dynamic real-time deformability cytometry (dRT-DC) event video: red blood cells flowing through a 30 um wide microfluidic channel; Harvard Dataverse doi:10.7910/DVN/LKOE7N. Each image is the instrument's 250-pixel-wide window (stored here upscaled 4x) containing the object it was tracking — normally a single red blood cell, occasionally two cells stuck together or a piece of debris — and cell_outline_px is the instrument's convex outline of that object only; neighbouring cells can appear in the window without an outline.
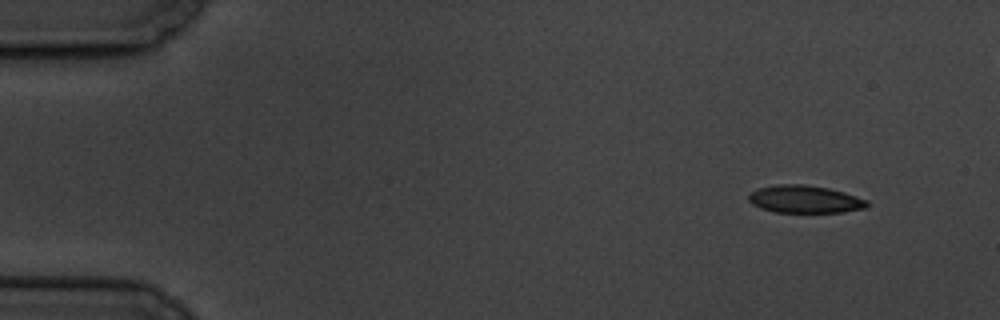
{"species": "common noctule bat (a hibernating species)", "species_latin": "Nyctalus noctula", "temperature_condition": "cold", "stored_images_in_passage": 10, "camera_frame_rate_fps": 3000, "um_per_image_px": 0.085, "animal": {"sex": "male", "body_mass_g": 19.5, "forearm_length_mm": 54.6}, "frame": {"image": 1, "passage_image": 1, "time_ms": 0.0, "image_size_px": [1000, 320], "cell_outline_px": [[868, 208], [844, 212], [776, 212], [760, 208], [752, 204], [748, 200], [748, 196], [756, 188], [776, 184], [804, 184], [828, 188], [844, 192], [868, 200]], "centroid_in_image_um": [68.41, 16.93], "position_along_channel_um": 16.6, "area_um2": 19.19}}
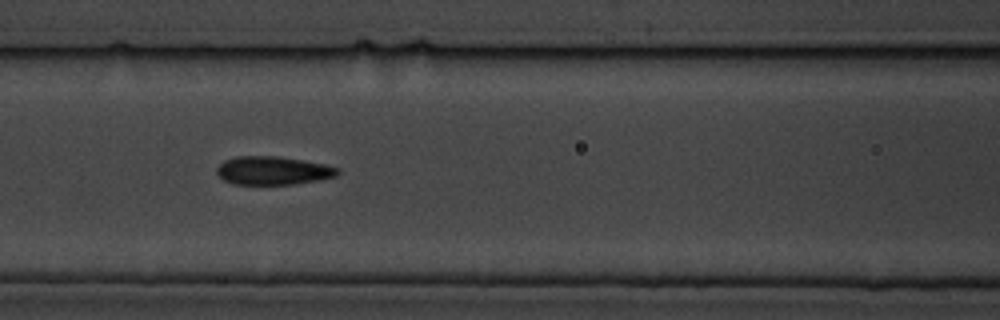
{"frame": {"image": 2, "passage_image": 7, "time_ms": 6.667, "image_size_px": [1000, 320], "cell_outline_px": [[340, 172], [336, 176], [320, 180], [292, 184], [232, 184], [224, 180], [216, 172], [216, 168], [224, 160], [236, 156], [276, 156], [324, 164], [340, 168]], "centroid_in_image_um": [23.2, 14.5], "position_along_channel_um": 143.4, "area_um2": 19.94}}
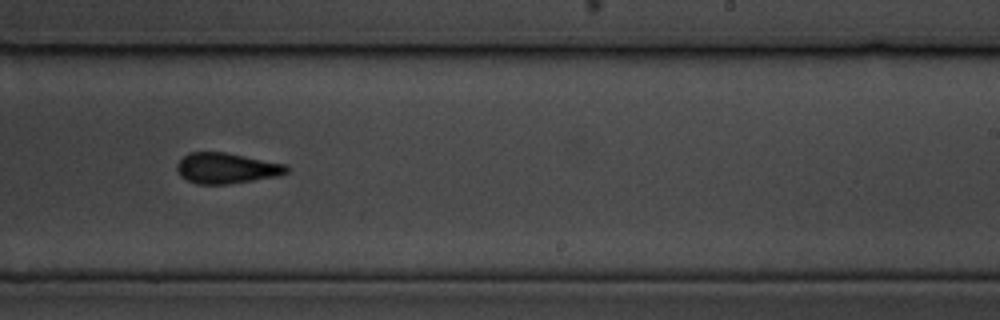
{"frame": {"image": 3, "passage_image": 10, "time_ms": 10.333, "image_size_px": [1000, 320], "cell_outline_px": [[288, 172], [280, 176], [228, 184], [196, 184], [180, 176], [176, 168], [176, 164], [188, 152], [224, 152], [284, 164], [288, 168]], "centroid_in_image_um": [19.22, 14.3], "position_along_channel_um": 269.8, "area_um2": 19.48}}